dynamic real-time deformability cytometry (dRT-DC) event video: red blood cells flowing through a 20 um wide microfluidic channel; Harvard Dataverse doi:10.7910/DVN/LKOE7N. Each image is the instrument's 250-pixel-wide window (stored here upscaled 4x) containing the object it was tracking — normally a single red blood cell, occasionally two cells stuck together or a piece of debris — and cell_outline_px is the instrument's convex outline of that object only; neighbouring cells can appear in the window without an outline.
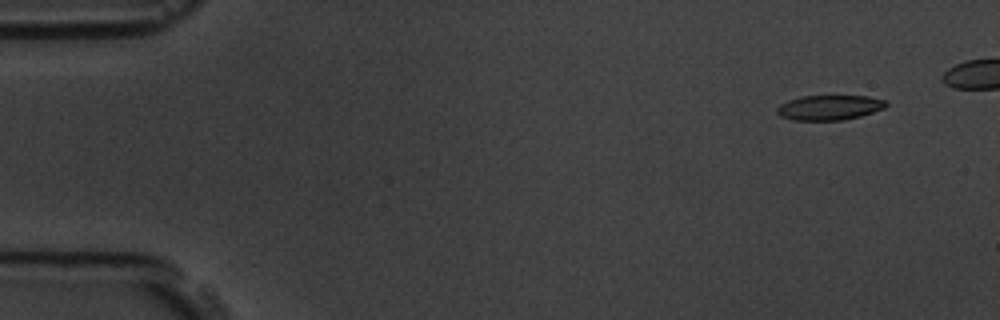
{"species": "common noctule bat (a hibernating species)", "species_latin": "Nyctalus noctula", "temperature_condition": "room temperature", "stored_images_in_passage": 3, "camera_frame_rate_fps": 3000, "um_per_image_px": 0.085, "animal": {"sex": "male", "body_mass_g": 19.5, "forearm_length_mm": 54.6}, "frame": {"image": 1, "passage_image": 1, "time_ms": 0.0, "image_size_px": [1000, 320], "cell_outline_px": [[888, 104], [884, 108], [860, 116], [844, 120], [792, 120], [780, 116], [776, 112], [776, 108], [780, 104], [788, 100], [800, 96], [868, 96], [884, 100]], "centroid_in_image_um": [70.46, 9.14], "position_along_channel_um": 14.5, "area_um2": 15.84}}